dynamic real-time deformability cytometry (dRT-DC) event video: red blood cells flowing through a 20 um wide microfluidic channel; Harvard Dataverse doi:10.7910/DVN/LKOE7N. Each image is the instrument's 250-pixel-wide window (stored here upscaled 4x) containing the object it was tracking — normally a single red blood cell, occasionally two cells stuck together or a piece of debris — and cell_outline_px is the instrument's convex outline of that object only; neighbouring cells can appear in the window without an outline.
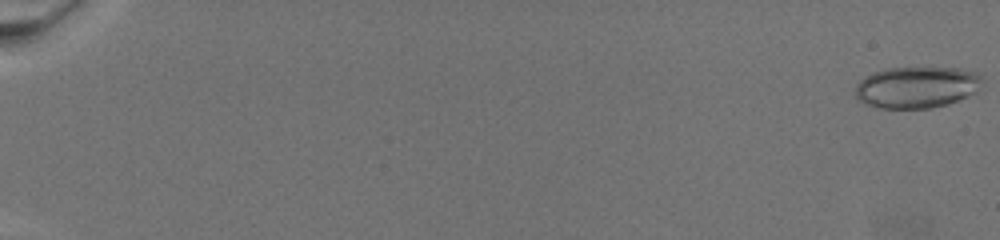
{"species": "common noctule bat (a hibernating species)", "species_latin": "Nyctalus noctula", "temperature_condition": "warm", "stored_images_in_passage": 74, "camera_frame_rate_fps": 3000, "um_per_image_px": 0.085, "animal": {"sex": "female", "body_mass_g": 19.5, "forearm_length_mm": 54.1}, "frame": {"image": 1, "passage_image": 1, "time_ms": 0.0, "image_size_px": [1000, 240], "cell_outline_px": [[980, 80], [976, 92], [968, 96], [948, 104], [932, 108], [880, 108], [864, 104], [856, 100], [856, 84], [860, 80], [876, 72], [888, 68], [956, 68], [976, 72], [980, 76]], "centroid_in_image_um": [77.89, 7.43], "position_along_channel_um": 7.1, "area_um2": 30.46}}
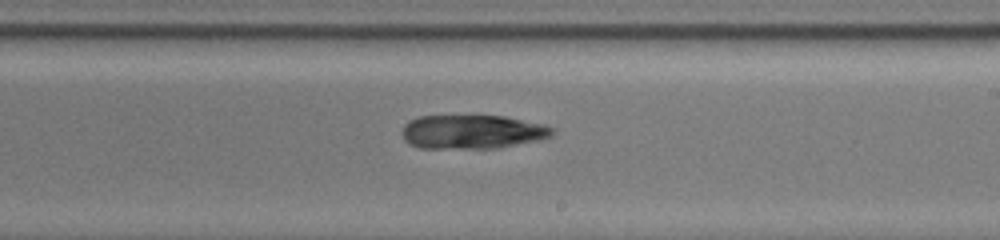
{"frame": {"image": 2, "passage_image": 48, "time_ms": 15.667, "image_size_px": [1000, 240], "cell_outline_px": [[556, 132], [552, 136], [540, 140], [500, 148], [420, 148], [408, 144], [404, 140], [400, 132], [404, 124], [408, 120], [416, 116], [504, 116], [544, 124], [556, 128]], "centroid_in_image_um": [40.14, 11.21], "position_along_channel_um": 248.9, "area_um2": 30.29}}
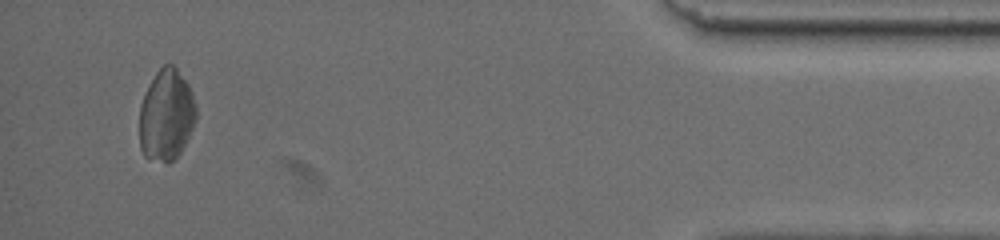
{"frame": {"image": 3, "passage_image": 71, "time_ms": 23.333, "image_size_px": [1000, 240], "cell_outline_px": [[196, 120], [180, 152], [168, 164], [148, 160], [144, 156], [140, 148], [140, 104], [156, 72], [164, 64], [172, 64], [176, 68], [188, 84], [192, 92], [196, 104]], "centroid_in_image_um": [14.13, 9.82], "position_along_channel_um": 421.1, "area_um2": 30.11}}